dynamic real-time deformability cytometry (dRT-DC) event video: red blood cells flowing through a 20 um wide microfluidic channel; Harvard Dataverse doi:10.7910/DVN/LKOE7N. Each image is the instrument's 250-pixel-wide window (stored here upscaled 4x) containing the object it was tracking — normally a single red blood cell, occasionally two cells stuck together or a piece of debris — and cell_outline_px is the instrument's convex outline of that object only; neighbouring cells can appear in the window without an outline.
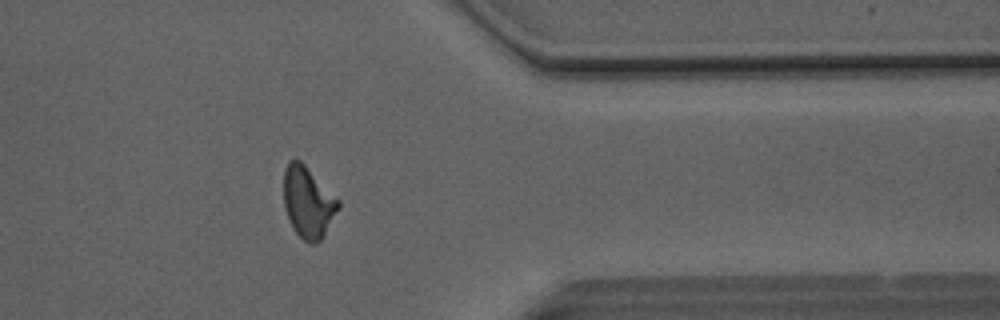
{"species": "Egyptian fruit bat (a non-hibernating species)", "species_latin": "Rousettus aegyptiacus", "temperature_condition": "room temperature", "stored_images_in_passage": 48, "camera_frame_rate_fps": 3000, "um_per_image_px": 0.085, "animal": {"sex": "male"}, "frame": {"image": 1, "passage_image": 39, "time_ms": 12.667, "image_size_px": [1000, 320], "cell_outline_px": [[340, 208], [320, 240], [312, 244], [308, 244], [296, 232], [284, 208], [284, 168], [292, 160], [300, 160], [340, 200]], "centroid_in_image_um": [26.2, 17.18], "position_along_channel_um": 385.2, "area_um2": 22.37}}
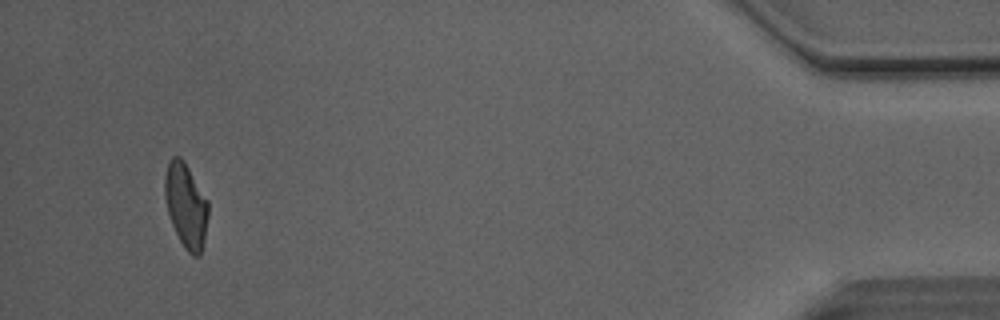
{"frame": {"image": 2, "passage_image": 46, "time_ms": 15.0, "image_size_px": [1000, 320], "cell_outline_px": [[208, 216], [200, 256], [192, 256], [184, 248], [172, 224], [168, 212], [164, 196], [164, 176], [168, 160], [172, 156], [180, 156], [184, 160], [208, 200]], "centroid_in_image_um": [15.79, 17.42], "position_along_channel_um": 419.4, "area_um2": 21.44}, "authors_computed_cell_mechanics": {"area_um2": 22.831, "velocity_mm_per_s": 4.1188, "shape_relaxation_time_tau1_ms": 5.8099, "shape_relaxation_time_tau2_ms": 1.3432, "deformation_change_tau1": 0.1655, "deformation_change_tau2": 0.0771}}